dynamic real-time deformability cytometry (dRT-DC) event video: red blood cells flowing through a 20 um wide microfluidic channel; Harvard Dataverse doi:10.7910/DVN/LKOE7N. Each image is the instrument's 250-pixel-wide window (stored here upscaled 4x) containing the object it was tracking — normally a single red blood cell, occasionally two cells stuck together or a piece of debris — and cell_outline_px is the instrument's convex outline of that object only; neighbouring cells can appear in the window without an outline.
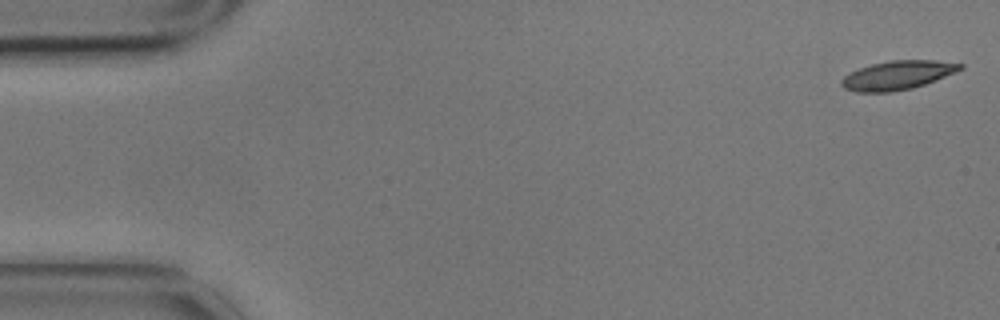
{"species": "common noctule bat (a hibernating species)", "species_latin": "Nyctalus noctula", "temperature_condition": "cold", "stored_images_in_passage": 3, "camera_frame_rate_fps": 3000, "um_per_image_px": 0.085, "animal": {"sex": "male", "body_mass_g": 17.9}, "frame": {"image": 1, "passage_image": 1, "time_ms": 0.0, "image_size_px": [1000, 320], "cell_outline_px": [[964, 68], [956, 72], [924, 84], [912, 88], [892, 92], [856, 92], [844, 88], [840, 84], [840, 80], [844, 76], [860, 68], [872, 64], [892, 60], [936, 60], [964, 64]], "centroid_in_image_um": [76.29, 6.39], "position_along_channel_um": 8.7, "area_um2": 19.88}}